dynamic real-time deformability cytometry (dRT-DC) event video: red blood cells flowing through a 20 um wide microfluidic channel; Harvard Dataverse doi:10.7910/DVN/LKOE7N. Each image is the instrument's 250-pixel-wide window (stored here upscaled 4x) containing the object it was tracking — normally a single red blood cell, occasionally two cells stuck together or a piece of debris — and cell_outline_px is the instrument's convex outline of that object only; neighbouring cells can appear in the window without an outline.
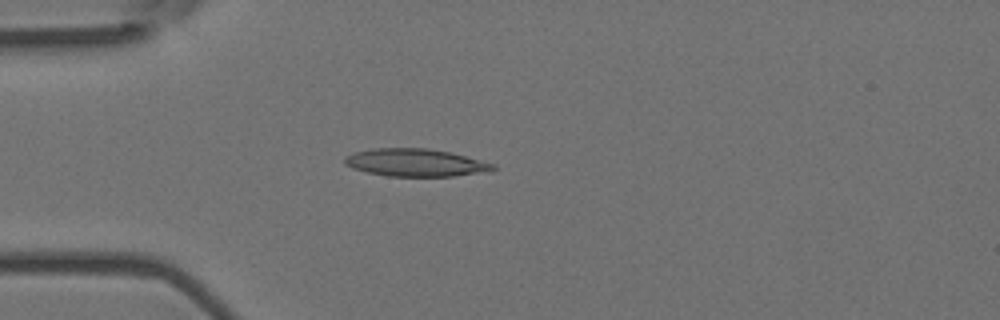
{"species": "Egyptian fruit bat (a non-hibernating species)", "species_latin": "Rousettus aegyptiacus", "temperature_condition": "room temperature", "stored_images_in_passage": 5, "camera_frame_rate_fps": 3000, "um_per_image_px": 0.085, "animal": {"sex": "female"}, "frame": {"image": 1, "passage_image": 4, "time_ms": 1.0, "image_size_px": [1000, 320], "cell_outline_px": [[496, 168], [492, 172], [452, 176], [388, 176], [368, 172], [352, 168], [344, 164], [344, 156], [352, 152], [372, 148], [428, 148], [452, 152], [496, 164]], "centroid_in_image_um": [35.35, 13.82], "position_along_channel_um": 49.7, "area_um2": 24.28}}